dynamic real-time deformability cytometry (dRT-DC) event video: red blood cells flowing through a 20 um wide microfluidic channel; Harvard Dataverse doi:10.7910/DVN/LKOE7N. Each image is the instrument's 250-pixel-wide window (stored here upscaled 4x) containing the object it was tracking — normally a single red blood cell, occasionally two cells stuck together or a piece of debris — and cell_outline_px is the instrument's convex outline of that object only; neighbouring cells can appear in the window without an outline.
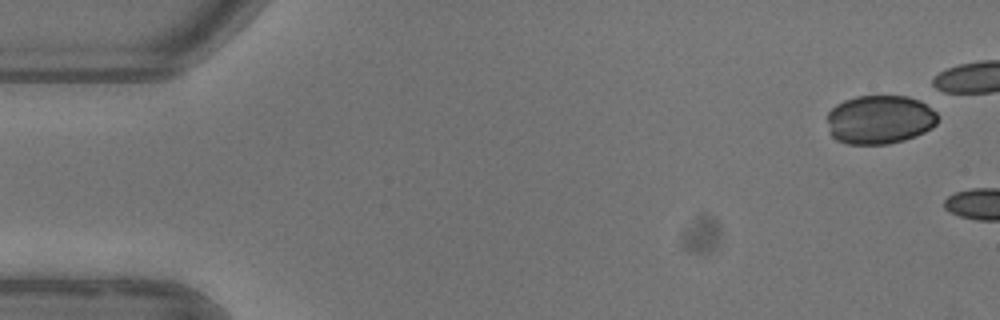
{"species": "common noctule bat (a hibernating species)", "species_latin": "Nyctalus noctula", "temperature_condition": "warm", "stored_images_in_passage": 2, "camera_frame_rate_fps": 3000, "um_per_image_px": 0.085, "animal": {"sex": "female"}, "frame": {"image": 1, "passage_image": 1, "time_ms": 0.0, "image_size_px": [1000, 320], "cell_outline_px": [[936, 124], [932, 128], [916, 136], [904, 140], [888, 144], [848, 144], [836, 140], [828, 132], [828, 112], [836, 104], [844, 100], [856, 96], [908, 96], [920, 100], [936, 112]], "centroid_in_image_um": [74.76, 10.17], "position_along_channel_um": 10.2, "area_um2": 31.62}}